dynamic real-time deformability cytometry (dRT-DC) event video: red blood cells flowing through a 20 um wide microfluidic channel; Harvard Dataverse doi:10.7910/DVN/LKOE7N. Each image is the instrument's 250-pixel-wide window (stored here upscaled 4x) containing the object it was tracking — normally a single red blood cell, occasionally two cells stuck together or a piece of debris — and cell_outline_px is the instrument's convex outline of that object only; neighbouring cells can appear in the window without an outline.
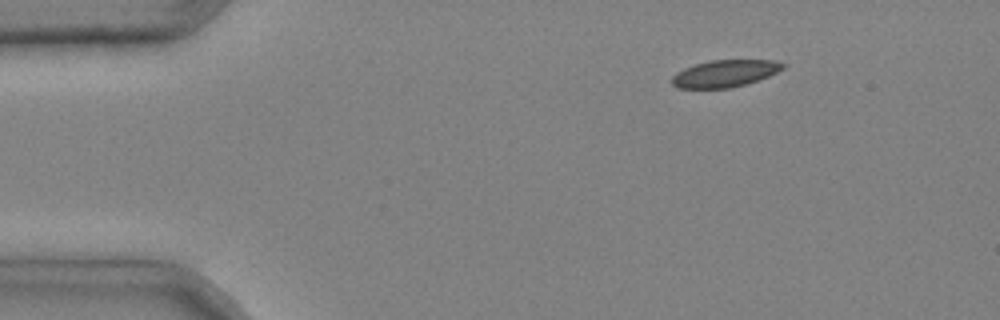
{"species": "common noctule bat (a hibernating species)", "species_latin": "Nyctalus noctula", "temperature_condition": "cold", "stored_images_in_passage": 3, "camera_frame_rate_fps": 3000, "um_per_image_px": 0.085, "animal": {"sex": "male", "body_mass_g": 20.4}, "frame": {"image": 1, "passage_image": 1, "time_ms": 0.0, "image_size_px": [1000, 320], "cell_outline_px": [[788, 64], [784, 68], [768, 76], [744, 84], [728, 88], [676, 88], [672, 84], [672, 76], [676, 72], [684, 68], [708, 60], [776, 60]], "centroid_in_image_um": [61.61, 6.23], "position_along_channel_um": 23.4, "area_um2": 17.46}}